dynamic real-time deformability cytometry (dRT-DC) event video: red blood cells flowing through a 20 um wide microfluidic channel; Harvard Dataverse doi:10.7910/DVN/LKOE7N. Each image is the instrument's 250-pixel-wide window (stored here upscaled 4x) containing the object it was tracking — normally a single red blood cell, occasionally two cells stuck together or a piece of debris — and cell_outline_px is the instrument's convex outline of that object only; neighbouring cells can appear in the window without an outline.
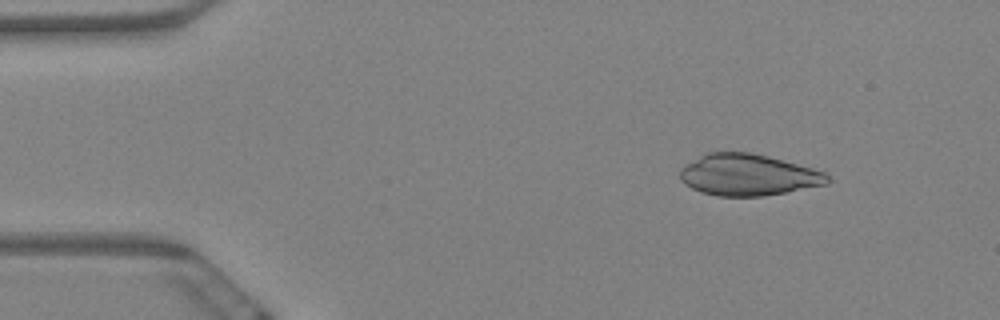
{"species": "Egyptian fruit bat (a non-hibernating species)", "species_latin": "Rousettus aegyptiacus", "temperature_condition": "warm", "stored_images_in_passage": 7, "camera_frame_rate_fps": 3000, "um_per_image_px": 0.085, "animal": {"sex": "female"}, "frame": {"image": 1, "passage_image": 3, "time_ms": 0.667, "image_size_px": [1000, 320], "cell_outline_px": [[828, 184], [764, 196], [716, 196], [700, 192], [684, 184], [680, 180], [680, 168], [700, 156], [708, 152], [748, 152], [768, 156], [812, 168], [824, 172], [828, 176]], "centroid_in_image_um": [63.56, 14.87], "position_along_channel_um": 21.4, "area_um2": 35.49}}